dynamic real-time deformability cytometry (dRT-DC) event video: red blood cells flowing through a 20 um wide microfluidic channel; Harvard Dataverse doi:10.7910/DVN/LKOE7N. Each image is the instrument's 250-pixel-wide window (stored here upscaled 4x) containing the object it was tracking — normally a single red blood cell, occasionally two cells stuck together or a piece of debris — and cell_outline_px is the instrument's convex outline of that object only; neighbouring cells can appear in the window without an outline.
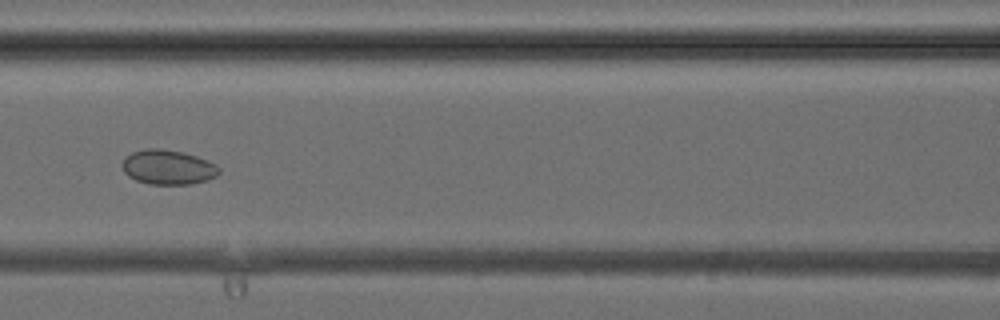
{"species": "common noctule bat (a hibernating species)", "species_latin": "Nyctalus noctula", "temperature_condition": "cold", "stored_images_in_passage": 4, "camera_frame_rate_fps": 3000, "um_per_image_px": 0.085, "animal": {"sex": "female", "body_mass_g": 24.6, "forearm_length_mm": 56.2}, "frame": {"image": 1, "passage_image": 4, "time_ms": 3.333, "image_size_px": [1000, 320], "cell_outline_px": [[220, 172], [216, 176], [204, 180], [188, 184], [148, 184], [136, 180], [128, 176], [124, 172], [124, 160], [132, 152], [148, 148], [160, 148], [184, 152], [196, 156], [216, 164], [220, 168]], "centroid_in_image_um": [14.29, 14.21], "position_along_channel_um": 152.3, "area_um2": 19.31}}